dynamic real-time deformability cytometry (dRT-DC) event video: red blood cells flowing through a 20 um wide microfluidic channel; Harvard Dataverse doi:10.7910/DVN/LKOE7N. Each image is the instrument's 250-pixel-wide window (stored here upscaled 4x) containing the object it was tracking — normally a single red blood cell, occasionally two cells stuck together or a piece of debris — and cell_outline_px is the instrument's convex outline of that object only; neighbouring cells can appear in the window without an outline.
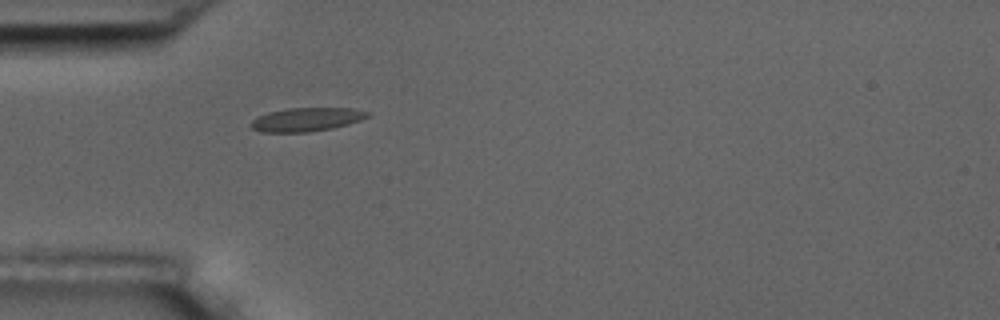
{"species": "common noctule bat (a hibernating species)", "species_latin": "Nyctalus noctula", "temperature_condition": "room temperature", "stored_images_in_passage": 1, "camera_frame_rate_fps": 3000, "um_per_image_px": 0.085, "animal": {"sex": "male", "body_mass_g": 17.5, "forearm_length_mm": 52.3}, "frame": {"image": 1, "passage_image": 1, "time_ms": 0.0, "image_size_px": [1000, 320], "cell_outline_px": [[372, 116], [348, 124], [332, 128], [308, 132], [260, 132], [252, 128], [248, 124], [252, 120], [268, 112], [288, 108], [352, 108], [372, 112]], "centroid_in_image_um": [26.09, 10.15], "position_along_channel_um": 58.9, "area_um2": 16.18}}